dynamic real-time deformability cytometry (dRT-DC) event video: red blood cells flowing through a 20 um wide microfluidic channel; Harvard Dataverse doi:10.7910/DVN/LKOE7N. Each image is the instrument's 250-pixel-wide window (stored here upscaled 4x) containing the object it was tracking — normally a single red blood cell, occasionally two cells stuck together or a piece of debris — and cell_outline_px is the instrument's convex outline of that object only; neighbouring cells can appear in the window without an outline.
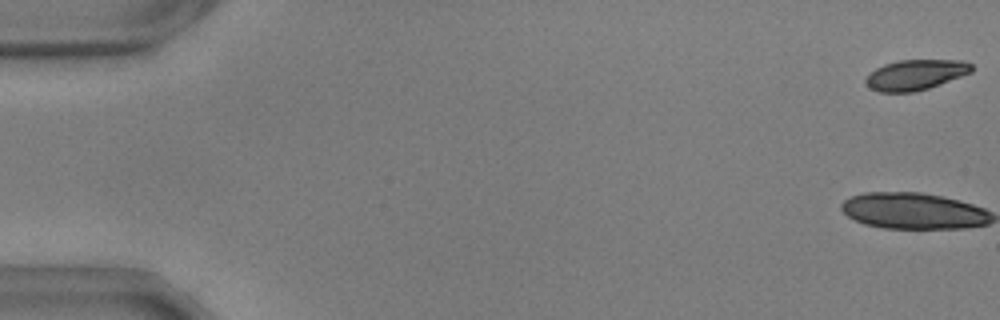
{"species": "common noctule bat (a hibernating species)", "species_latin": "Nyctalus noctula", "temperature_condition": "warm", "stored_images_in_passage": 55, "camera_frame_rate_fps": 3000, "um_per_image_px": 0.085, "animal": {"sex": "male", "body_mass_g": 17.9, "forearm_length_mm": 54.2}, "frame": {"image": 1, "passage_image": 1, "time_ms": 0.0, "image_size_px": [1000, 320], "cell_outline_px": [[972, 72], [940, 84], [928, 88], [912, 92], [880, 92], [872, 88], [864, 80], [876, 68], [884, 64], [900, 60], [960, 60], [972, 64]], "centroid_in_image_um": [77.84, 6.35], "position_along_channel_um": 7.2, "area_um2": 18.44}}